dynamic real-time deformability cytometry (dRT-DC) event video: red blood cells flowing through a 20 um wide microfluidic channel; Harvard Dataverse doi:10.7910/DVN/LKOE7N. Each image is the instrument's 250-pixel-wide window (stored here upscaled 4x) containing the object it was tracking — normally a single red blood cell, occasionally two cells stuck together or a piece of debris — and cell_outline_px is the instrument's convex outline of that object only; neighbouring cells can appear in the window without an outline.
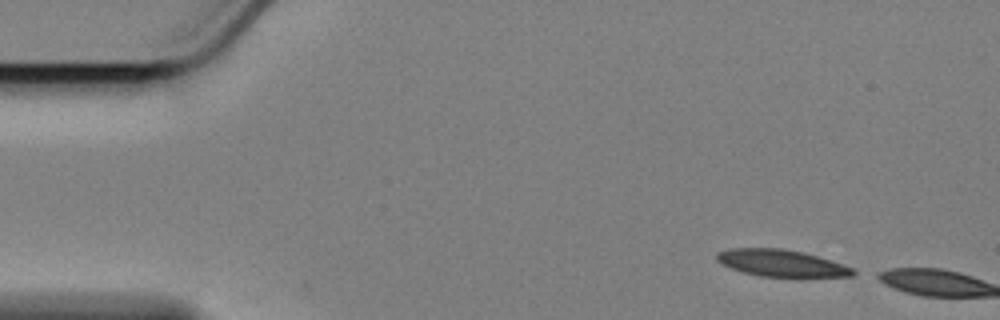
{"species": "Egyptian fruit bat (a non-hibernating species)", "species_latin": "Rousettus aegyptiacus", "temperature_condition": "cold", "stored_images_in_passage": 3, "camera_frame_rate_fps": 3000, "um_per_image_px": 0.085, "animal": {"sex": "female"}, "frame": {"image": 1, "passage_image": 1, "time_ms": 0.0, "image_size_px": [1000, 320], "cell_outline_px": [[860, 272], [852, 276], [760, 276], [744, 272], [720, 264], [716, 260], [716, 252], [732, 248], [780, 248], [800, 252], [832, 260], [856, 268]], "centroid_in_image_um": [66.44, 22.36], "position_along_channel_um": 18.6, "area_um2": 21.21}}